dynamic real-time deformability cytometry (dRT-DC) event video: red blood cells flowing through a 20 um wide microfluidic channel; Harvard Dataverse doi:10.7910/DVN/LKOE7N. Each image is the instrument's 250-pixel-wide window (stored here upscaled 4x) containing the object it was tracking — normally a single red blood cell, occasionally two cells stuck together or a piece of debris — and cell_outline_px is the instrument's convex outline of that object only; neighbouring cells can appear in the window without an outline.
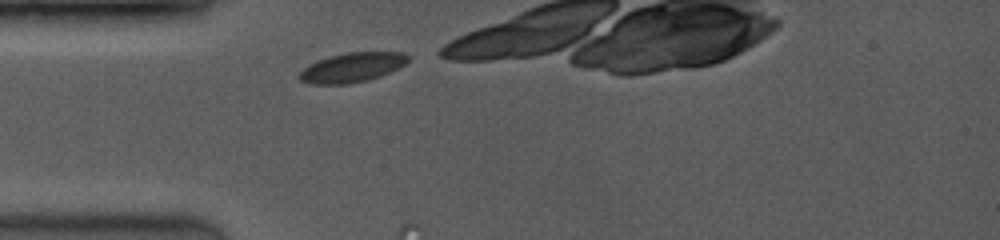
{"species": "common noctule bat (a hibernating species)", "species_latin": "Nyctalus noctula", "temperature_condition": "room temperature", "stored_images_in_passage": 3, "camera_frame_rate_fps": 3500, "um_per_image_px": 0.085, "animal": {"sex": "female", "body_mass_g": 19.0, "forearm_length_mm": 53.3}, "frame": {"image": 1, "passage_image": 1, "time_ms": 0.0, "image_size_px": [1000, 240], "cell_outline_px": [[412, 56], [404, 64], [380, 76], [368, 80], [348, 84], [312, 84], [300, 80], [296, 76], [308, 64], [328, 56], [348, 52], [404, 52]], "centroid_in_image_um": [29.9, 5.73], "position_along_channel_um": 55.1, "area_um2": 18.73}}